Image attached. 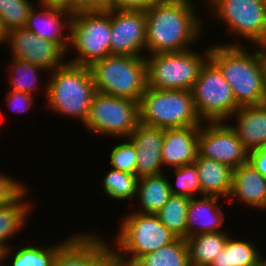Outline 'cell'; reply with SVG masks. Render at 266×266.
Here are the masks:
<instances>
[{
	"label": "cell",
	"instance_id": "cell-12",
	"mask_svg": "<svg viewBox=\"0 0 266 266\" xmlns=\"http://www.w3.org/2000/svg\"><path fill=\"white\" fill-rule=\"evenodd\" d=\"M198 154L229 165L232 169L247 163L249 158V151L225 121L203 122L200 125Z\"/></svg>",
	"mask_w": 266,
	"mask_h": 266
},
{
	"label": "cell",
	"instance_id": "cell-18",
	"mask_svg": "<svg viewBox=\"0 0 266 266\" xmlns=\"http://www.w3.org/2000/svg\"><path fill=\"white\" fill-rule=\"evenodd\" d=\"M235 199L257 210L266 209V177L249 162L233 169L232 190L228 201L233 204Z\"/></svg>",
	"mask_w": 266,
	"mask_h": 266
},
{
	"label": "cell",
	"instance_id": "cell-15",
	"mask_svg": "<svg viewBox=\"0 0 266 266\" xmlns=\"http://www.w3.org/2000/svg\"><path fill=\"white\" fill-rule=\"evenodd\" d=\"M39 8L34 5L31 9L25 28L40 38L57 44L68 54L70 24L73 14L59 8H48L41 5ZM64 30L68 31V34Z\"/></svg>",
	"mask_w": 266,
	"mask_h": 266
},
{
	"label": "cell",
	"instance_id": "cell-29",
	"mask_svg": "<svg viewBox=\"0 0 266 266\" xmlns=\"http://www.w3.org/2000/svg\"><path fill=\"white\" fill-rule=\"evenodd\" d=\"M190 198L171 195L156 213L161 223L178 238L186 239L187 210Z\"/></svg>",
	"mask_w": 266,
	"mask_h": 266
},
{
	"label": "cell",
	"instance_id": "cell-44",
	"mask_svg": "<svg viewBox=\"0 0 266 266\" xmlns=\"http://www.w3.org/2000/svg\"><path fill=\"white\" fill-rule=\"evenodd\" d=\"M263 54H264V59L266 62V45L262 46Z\"/></svg>",
	"mask_w": 266,
	"mask_h": 266
},
{
	"label": "cell",
	"instance_id": "cell-13",
	"mask_svg": "<svg viewBox=\"0 0 266 266\" xmlns=\"http://www.w3.org/2000/svg\"><path fill=\"white\" fill-rule=\"evenodd\" d=\"M6 44L11 50V58L29 61L47 72L65 63L66 53L57 44L40 38L25 27L10 29Z\"/></svg>",
	"mask_w": 266,
	"mask_h": 266
},
{
	"label": "cell",
	"instance_id": "cell-11",
	"mask_svg": "<svg viewBox=\"0 0 266 266\" xmlns=\"http://www.w3.org/2000/svg\"><path fill=\"white\" fill-rule=\"evenodd\" d=\"M206 1L213 18L221 20L231 36L243 37L254 46L266 45V0Z\"/></svg>",
	"mask_w": 266,
	"mask_h": 266
},
{
	"label": "cell",
	"instance_id": "cell-22",
	"mask_svg": "<svg viewBox=\"0 0 266 266\" xmlns=\"http://www.w3.org/2000/svg\"><path fill=\"white\" fill-rule=\"evenodd\" d=\"M95 233H74L58 251L54 266H85L106 244L103 236Z\"/></svg>",
	"mask_w": 266,
	"mask_h": 266
},
{
	"label": "cell",
	"instance_id": "cell-39",
	"mask_svg": "<svg viewBox=\"0 0 266 266\" xmlns=\"http://www.w3.org/2000/svg\"><path fill=\"white\" fill-rule=\"evenodd\" d=\"M108 9V0H71V13Z\"/></svg>",
	"mask_w": 266,
	"mask_h": 266
},
{
	"label": "cell",
	"instance_id": "cell-1",
	"mask_svg": "<svg viewBox=\"0 0 266 266\" xmlns=\"http://www.w3.org/2000/svg\"><path fill=\"white\" fill-rule=\"evenodd\" d=\"M192 0H159L145 12L146 55L192 49L203 37V22Z\"/></svg>",
	"mask_w": 266,
	"mask_h": 266
},
{
	"label": "cell",
	"instance_id": "cell-2",
	"mask_svg": "<svg viewBox=\"0 0 266 266\" xmlns=\"http://www.w3.org/2000/svg\"><path fill=\"white\" fill-rule=\"evenodd\" d=\"M242 45L237 41L212 44L209 59L230 84L239 107L266 103V62L262 46H255L251 53Z\"/></svg>",
	"mask_w": 266,
	"mask_h": 266
},
{
	"label": "cell",
	"instance_id": "cell-10",
	"mask_svg": "<svg viewBox=\"0 0 266 266\" xmlns=\"http://www.w3.org/2000/svg\"><path fill=\"white\" fill-rule=\"evenodd\" d=\"M138 124L139 102L96 92L83 126L101 137L126 139Z\"/></svg>",
	"mask_w": 266,
	"mask_h": 266
},
{
	"label": "cell",
	"instance_id": "cell-34",
	"mask_svg": "<svg viewBox=\"0 0 266 266\" xmlns=\"http://www.w3.org/2000/svg\"><path fill=\"white\" fill-rule=\"evenodd\" d=\"M127 140V142H126ZM110 152L111 168L136 175L137 153L135 145L127 138Z\"/></svg>",
	"mask_w": 266,
	"mask_h": 266
},
{
	"label": "cell",
	"instance_id": "cell-43",
	"mask_svg": "<svg viewBox=\"0 0 266 266\" xmlns=\"http://www.w3.org/2000/svg\"><path fill=\"white\" fill-rule=\"evenodd\" d=\"M3 264V249L0 248V266Z\"/></svg>",
	"mask_w": 266,
	"mask_h": 266
},
{
	"label": "cell",
	"instance_id": "cell-14",
	"mask_svg": "<svg viewBox=\"0 0 266 266\" xmlns=\"http://www.w3.org/2000/svg\"><path fill=\"white\" fill-rule=\"evenodd\" d=\"M110 20V54L145 57V12L110 9Z\"/></svg>",
	"mask_w": 266,
	"mask_h": 266
},
{
	"label": "cell",
	"instance_id": "cell-3",
	"mask_svg": "<svg viewBox=\"0 0 266 266\" xmlns=\"http://www.w3.org/2000/svg\"><path fill=\"white\" fill-rule=\"evenodd\" d=\"M49 73L52 74L45 84L46 106L51 112L80 119L85 124L97 92L89 67L66 61Z\"/></svg>",
	"mask_w": 266,
	"mask_h": 266
},
{
	"label": "cell",
	"instance_id": "cell-7",
	"mask_svg": "<svg viewBox=\"0 0 266 266\" xmlns=\"http://www.w3.org/2000/svg\"><path fill=\"white\" fill-rule=\"evenodd\" d=\"M206 49V50H205ZM203 53L194 49L150 54L145 57L147 85L160 90H192L200 70L209 59L210 46Z\"/></svg>",
	"mask_w": 266,
	"mask_h": 266
},
{
	"label": "cell",
	"instance_id": "cell-38",
	"mask_svg": "<svg viewBox=\"0 0 266 266\" xmlns=\"http://www.w3.org/2000/svg\"><path fill=\"white\" fill-rule=\"evenodd\" d=\"M159 0H108V9L146 11Z\"/></svg>",
	"mask_w": 266,
	"mask_h": 266
},
{
	"label": "cell",
	"instance_id": "cell-33",
	"mask_svg": "<svg viewBox=\"0 0 266 266\" xmlns=\"http://www.w3.org/2000/svg\"><path fill=\"white\" fill-rule=\"evenodd\" d=\"M34 5L29 0H0V18L4 27L8 31L25 27Z\"/></svg>",
	"mask_w": 266,
	"mask_h": 266
},
{
	"label": "cell",
	"instance_id": "cell-24",
	"mask_svg": "<svg viewBox=\"0 0 266 266\" xmlns=\"http://www.w3.org/2000/svg\"><path fill=\"white\" fill-rule=\"evenodd\" d=\"M161 173L139 178L136 199L140 210L136 212L156 214L171 196L169 177Z\"/></svg>",
	"mask_w": 266,
	"mask_h": 266
},
{
	"label": "cell",
	"instance_id": "cell-23",
	"mask_svg": "<svg viewBox=\"0 0 266 266\" xmlns=\"http://www.w3.org/2000/svg\"><path fill=\"white\" fill-rule=\"evenodd\" d=\"M28 190L26 188L15 200L0 206V248L3 250L11 246L7 242L26 226L32 212L33 205L26 199Z\"/></svg>",
	"mask_w": 266,
	"mask_h": 266
},
{
	"label": "cell",
	"instance_id": "cell-27",
	"mask_svg": "<svg viewBox=\"0 0 266 266\" xmlns=\"http://www.w3.org/2000/svg\"><path fill=\"white\" fill-rule=\"evenodd\" d=\"M73 236H69L67 239L62 240L63 242H58L56 245L52 244L46 247H37L29 244L15 250L14 247L10 246L3 250V261H6L5 259H8V256L13 255L12 262L9 264L10 266H54V260L58 251ZM11 250H15V252L13 253Z\"/></svg>",
	"mask_w": 266,
	"mask_h": 266
},
{
	"label": "cell",
	"instance_id": "cell-28",
	"mask_svg": "<svg viewBox=\"0 0 266 266\" xmlns=\"http://www.w3.org/2000/svg\"><path fill=\"white\" fill-rule=\"evenodd\" d=\"M132 266H190L186 239L177 238L174 242L141 256Z\"/></svg>",
	"mask_w": 266,
	"mask_h": 266
},
{
	"label": "cell",
	"instance_id": "cell-42",
	"mask_svg": "<svg viewBox=\"0 0 266 266\" xmlns=\"http://www.w3.org/2000/svg\"><path fill=\"white\" fill-rule=\"evenodd\" d=\"M8 30L4 27L3 22L0 18V45L1 43H7Z\"/></svg>",
	"mask_w": 266,
	"mask_h": 266
},
{
	"label": "cell",
	"instance_id": "cell-32",
	"mask_svg": "<svg viewBox=\"0 0 266 266\" xmlns=\"http://www.w3.org/2000/svg\"><path fill=\"white\" fill-rule=\"evenodd\" d=\"M174 170L176 180L172 184L169 181L171 195L186 196L195 198L201 196V185L198 177V170L194 163L171 168ZM198 193L200 195H198Z\"/></svg>",
	"mask_w": 266,
	"mask_h": 266
},
{
	"label": "cell",
	"instance_id": "cell-4",
	"mask_svg": "<svg viewBox=\"0 0 266 266\" xmlns=\"http://www.w3.org/2000/svg\"><path fill=\"white\" fill-rule=\"evenodd\" d=\"M89 69L97 92L139 102L148 87L145 57L109 55Z\"/></svg>",
	"mask_w": 266,
	"mask_h": 266
},
{
	"label": "cell",
	"instance_id": "cell-25",
	"mask_svg": "<svg viewBox=\"0 0 266 266\" xmlns=\"http://www.w3.org/2000/svg\"><path fill=\"white\" fill-rule=\"evenodd\" d=\"M255 246L253 241L229 236L223 250L209 266H258L265 258Z\"/></svg>",
	"mask_w": 266,
	"mask_h": 266
},
{
	"label": "cell",
	"instance_id": "cell-20",
	"mask_svg": "<svg viewBox=\"0 0 266 266\" xmlns=\"http://www.w3.org/2000/svg\"><path fill=\"white\" fill-rule=\"evenodd\" d=\"M233 117L236 124L230 127L248 151L266 145V103L239 107Z\"/></svg>",
	"mask_w": 266,
	"mask_h": 266
},
{
	"label": "cell",
	"instance_id": "cell-35",
	"mask_svg": "<svg viewBox=\"0 0 266 266\" xmlns=\"http://www.w3.org/2000/svg\"><path fill=\"white\" fill-rule=\"evenodd\" d=\"M27 185L8 175L0 173V206L9 204L15 200L27 187Z\"/></svg>",
	"mask_w": 266,
	"mask_h": 266
},
{
	"label": "cell",
	"instance_id": "cell-45",
	"mask_svg": "<svg viewBox=\"0 0 266 266\" xmlns=\"http://www.w3.org/2000/svg\"><path fill=\"white\" fill-rule=\"evenodd\" d=\"M258 266H266V259L261 264H259Z\"/></svg>",
	"mask_w": 266,
	"mask_h": 266
},
{
	"label": "cell",
	"instance_id": "cell-36",
	"mask_svg": "<svg viewBox=\"0 0 266 266\" xmlns=\"http://www.w3.org/2000/svg\"><path fill=\"white\" fill-rule=\"evenodd\" d=\"M112 247L107 243L85 266H126Z\"/></svg>",
	"mask_w": 266,
	"mask_h": 266
},
{
	"label": "cell",
	"instance_id": "cell-40",
	"mask_svg": "<svg viewBox=\"0 0 266 266\" xmlns=\"http://www.w3.org/2000/svg\"><path fill=\"white\" fill-rule=\"evenodd\" d=\"M248 162L264 177H266V145L249 151Z\"/></svg>",
	"mask_w": 266,
	"mask_h": 266
},
{
	"label": "cell",
	"instance_id": "cell-5",
	"mask_svg": "<svg viewBox=\"0 0 266 266\" xmlns=\"http://www.w3.org/2000/svg\"><path fill=\"white\" fill-rule=\"evenodd\" d=\"M139 123L163 129L200 126L190 90H160L147 87L139 101Z\"/></svg>",
	"mask_w": 266,
	"mask_h": 266
},
{
	"label": "cell",
	"instance_id": "cell-6",
	"mask_svg": "<svg viewBox=\"0 0 266 266\" xmlns=\"http://www.w3.org/2000/svg\"><path fill=\"white\" fill-rule=\"evenodd\" d=\"M115 241L111 244L126 266L141 256L174 242L178 237L169 231L156 214L133 212L121 219ZM123 253V254H122Z\"/></svg>",
	"mask_w": 266,
	"mask_h": 266
},
{
	"label": "cell",
	"instance_id": "cell-41",
	"mask_svg": "<svg viewBox=\"0 0 266 266\" xmlns=\"http://www.w3.org/2000/svg\"><path fill=\"white\" fill-rule=\"evenodd\" d=\"M37 4L48 8H59L71 13V0H38Z\"/></svg>",
	"mask_w": 266,
	"mask_h": 266
},
{
	"label": "cell",
	"instance_id": "cell-26",
	"mask_svg": "<svg viewBox=\"0 0 266 266\" xmlns=\"http://www.w3.org/2000/svg\"><path fill=\"white\" fill-rule=\"evenodd\" d=\"M230 232L196 234L186 238L190 266H209L223 250Z\"/></svg>",
	"mask_w": 266,
	"mask_h": 266
},
{
	"label": "cell",
	"instance_id": "cell-16",
	"mask_svg": "<svg viewBox=\"0 0 266 266\" xmlns=\"http://www.w3.org/2000/svg\"><path fill=\"white\" fill-rule=\"evenodd\" d=\"M165 129L138 124L128 137L135 145L137 153L136 175L145 176L163 173L161 151Z\"/></svg>",
	"mask_w": 266,
	"mask_h": 266
},
{
	"label": "cell",
	"instance_id": "cell-17",
	"mask_svg": "<svg viewBox=\"0 0 266 266\" xmlns=\"http://www.w3.org/2000/svg\"><path fill=\"white\" fill-rule=\"evenodd\" d=\"M199 130L200 126L165 129L161 151L163 167L169 170L196 160Z\"/></svg>",
	"mask_w": 266,
	"mask_h": 266
},
{
	"label": "cell",
	"instance_id": "cell-21",
	"mask_svg": "<svg viewBox=\"0 0 266 266\" xmlns=\"http://www.w3.org/2000/svg\"><path fill=\"white\" fill-rule=\"evenodd\" d=\"M198 170L201 196L229 198L232 190L233 169L224 163L197 155L193 162Z\"/></svg>",
	"mask_w": 266,
	"mask_h": 266
},
{
	"label": "cell",
	"instance_id": "cell-19",
	"mask_svg": "<svg viewBox=\"0 0 266 266\" xmlns=\"http://www.w3.org/2000/svg\"><path fill=\"white\" fill-rule=\"evenodd\" d=\"M220 197L199 196L190 198L187 210L186 238L196 234L222 232L224 211L219 206Z\"/></svg>",
	"mask_w": 266,
	"mask_h": 266
},
{
	"label": "cell",
	"instance_id": "cell-31",
	"mask_svg": "<svg viewBox=\"0 0 266 266\" xmlns=\"http://www.w3.org/2000/svg\"><path fill=\"white\" fill-rule=\"evenodd\" d=\"M11 65L9 68V78L11 83V89L14 91H20L33 95L39 87L38 82L39 74L42 71H47L43 67L32 64L29 61L20 59H11ZM40 71V72H39ZM39 72V73H38ZM37 84V85H36Z\"/></svg>",
	"mask_w": 266,
	"mask_h": 266
},
{
	"label": "cell",
	"instance_id": "cell-37",
	"mask_svg": "<svg viewBox=\"0 0 266 266\" xmlns=\"http://www.w3.org/2000/svg\"><path fill=\"white\" fill-rule=\"evenodd\" d=\"M6 98V102H8L7 105L12 109V111H16L17 113L27 112L30 108L35 106L34 95H30L28 93L10 90L7 91Z\"/></svg>",
	"mask_w": 266,
	"mask_h": 266
},
{
	"label": "cell",
	"instance_id": "cell-30",
	"mask_svg": "<svg viewBox=\"0 0 266 266\" xmlns=\"http://www.w3.org/2000/svg\"><path fill=\"white\" fill-rule=\"evenodd\" d=\"M138 182L137 175L111 168L101 185L107 196L124 202L136 197Z\"/></svg>",
	"mask_w": 266,
	"mask_h": 266
},
{
	"label": "cell",
	"instance_id": "cell-9",
	"mask_svg": "<svg viewBox=\"0 0 266 266\" xmlns=\"http://www.w3.org/2000/svg\"><path fill=\"white\" fill-rule=\"evenodd\" d=\"M191 91L196 111L203 122H227L239 108L230 84L210 59L202 66Z\"/></svg>",
	"mask_w": 266,
	"mask_h": 266
},
{
	"label": "cell",
	"instance_id": "cell-8",
	"mask_svg": "<svg viewBox=\"0 0 266 266\" xmlns=\"http://www.w3.org/2000/svg\"><path fill=\"white\" fill-rule=\"evenodd\" d=\"M110 34V9L74 13L68 52L73 48L78 54L67 61L89 67L93 62L111 55Z\"/></svg>",
	"mask_w": 266,
	"mask_h": 266
}]
</instances>
